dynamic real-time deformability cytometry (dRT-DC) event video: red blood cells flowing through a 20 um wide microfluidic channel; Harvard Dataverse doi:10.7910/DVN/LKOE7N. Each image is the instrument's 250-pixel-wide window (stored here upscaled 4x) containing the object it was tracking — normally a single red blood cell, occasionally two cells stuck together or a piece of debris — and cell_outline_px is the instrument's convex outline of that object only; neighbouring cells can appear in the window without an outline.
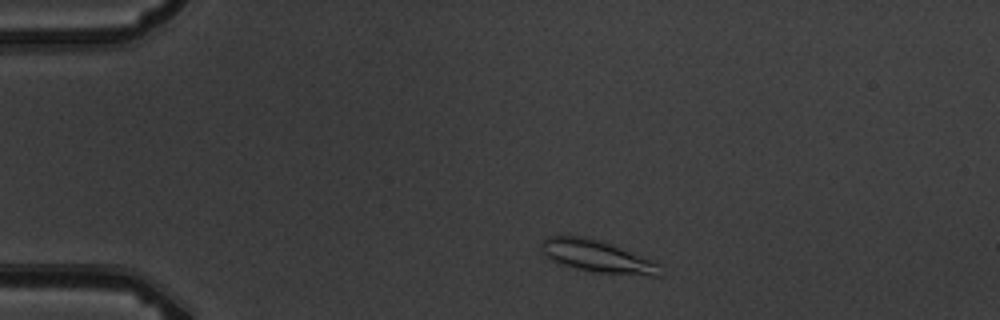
{"species": "common noctule bat (a hibernating species)", "species_latin": "Nyctalus noctula", "temperature_condition": "warm", "stored_images_in_passage": 4, "camera_frame_rate_fps": 3000, "um_per_image_px": 0.085, "animal": {"sex": "male", "body_mass_g": 19.5, "forearm_length_mm": 54.6}, "frame": {"image": 1, "passage_image": 2, "time_ms": 1.0, "image_size_px": [1000, 320], "cell_outline_px": [[660, 276], [652, 276], [592, 272], [560, 264], [548, 260], [540, 248], [544, 240], [548, 236], [588, 236], [612, 244], [656, 260], [660, 264]], "centroid_in_image_um": [50.8, 21.79], "position_along_channel_um": 34.2, "area_um2": 22.66}}
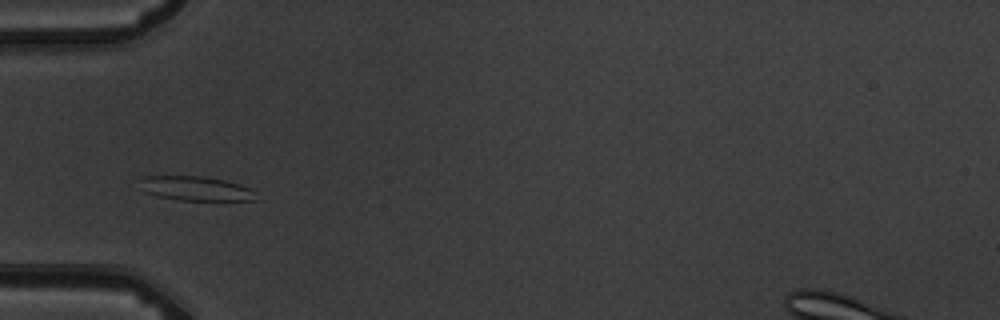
{"frame": {"image": 2, "passage_image": 4, "time_ms": 3.333, "image_size_px": [1000, 320], "cell_outline_px": [[260, 200], [180, 200], [156, 196], [144, 192], [136, 188], [136, 180], [140, 176], [204, 176], [224, 180], [240, 184], [248, 188]], "centroid_in_image_um": [16.47, 16.01], "position_along_channel_um": 68.5, "area_um2": 16.88}}